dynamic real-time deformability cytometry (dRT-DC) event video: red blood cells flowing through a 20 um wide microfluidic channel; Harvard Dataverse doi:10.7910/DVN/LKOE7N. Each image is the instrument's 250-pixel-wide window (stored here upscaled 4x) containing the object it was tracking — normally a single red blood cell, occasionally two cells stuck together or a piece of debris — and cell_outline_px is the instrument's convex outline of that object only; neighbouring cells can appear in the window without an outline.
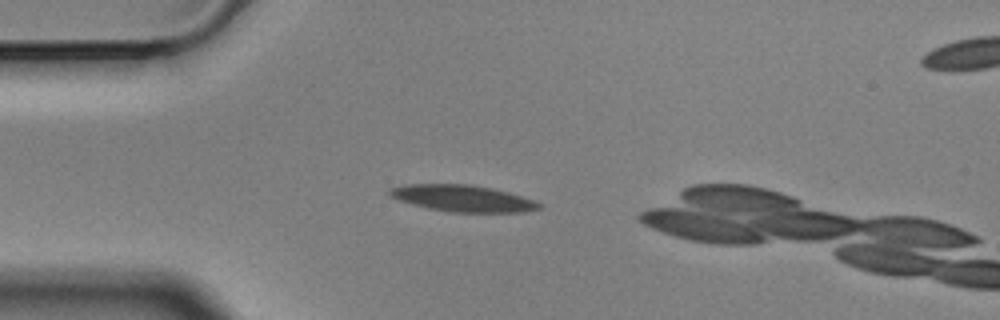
{"species": "Egyptian fruit bat (a non-hibernating species)", "species_latin": "Rousettus aegyptiacus", "temperature_condition": "cold", "stored_images_in_passage": 9, "camera_frame_rate_fps": 3000, "um_per_image_px": 0.085, "animal": {"sex": "male"}, "frame": {"image": 1, "passage_image": 6, "time_ms": 1.667, "image_size_px": [1000, 320], "cell_outline_px": [[540, 208], [524, 212], [452, 212], [428, 208], [412, 204], [388, 196], [388, 188], [404, 184], [468, 184], [492, 188], [508, 192], [532, 200], [540, 204]], "centroid_in_image_um": [39.25, 16.85], "position_along_channel_um": 45.7, "area_um2": 23.0}}